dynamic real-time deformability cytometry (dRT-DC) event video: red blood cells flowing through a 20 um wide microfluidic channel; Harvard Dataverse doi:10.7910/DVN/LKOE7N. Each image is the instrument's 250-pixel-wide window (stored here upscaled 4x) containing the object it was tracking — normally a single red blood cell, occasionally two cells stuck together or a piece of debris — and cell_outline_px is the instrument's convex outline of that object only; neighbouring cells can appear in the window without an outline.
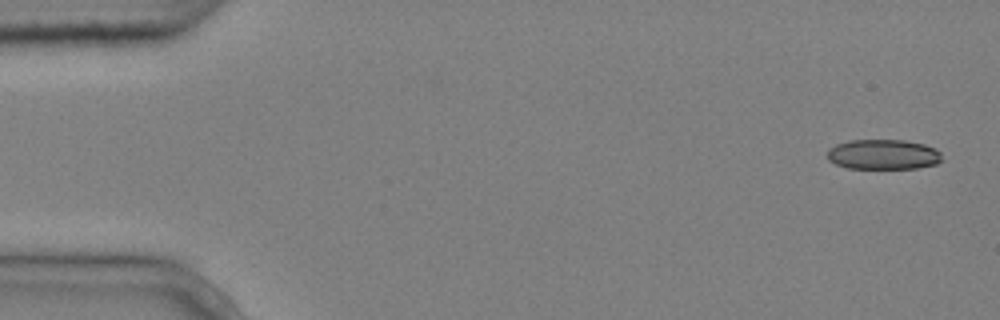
{"species": "common noctule bat (a hibernating species)", "species_latin": "Nyctalus noctula", "temperature_condition": "cold", "stored_images_in_passage": 6, "camera_frame_rate_fps": 3000, "um_per_image_px": 0.085, "animal": {"sex": "male", "body_mass_g": 20.4}, "frame": {"image": 1, "passage_image": 1, "time_ms": 0.0, "image_size_px": [1000, 320], "cell_outline_px": [[940, 160], [936, 164], [916, 168], [848, 168], [836, 164], [828, 160], [828, 148], [836, 144], [848, 140], [904, 140], [924, 144], [936, 148], [940, 152]], "centroid_in_image_um": [75.05, 13.12], "position_along_channel_um": 9.9, "area_um2": 20.06}}
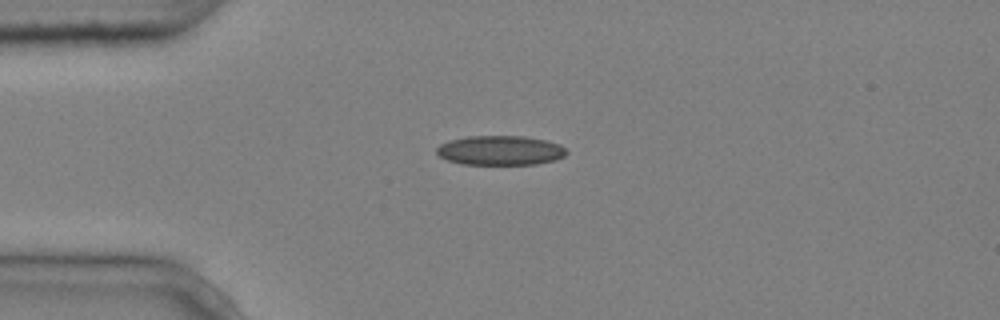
{"frame": {"image": 2, "passage_image": 4, "time_ms": 1.0, "image_size_px": [1000, 320], "cell_outline_px": [[568, 152], [564, 156], [556, 160], [536, 164], [460, 164], [448, 160], [440, 156], [436, 152], [436, 148], [440, 144], [448, 140], [468, 136], [524, 136], [544, 140], [560, 144]], "centroid_in_image_um": [42.51, 12.78], "position_along_channel_um": 42.5, "area_um2": 22.37}}